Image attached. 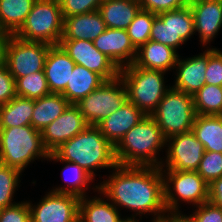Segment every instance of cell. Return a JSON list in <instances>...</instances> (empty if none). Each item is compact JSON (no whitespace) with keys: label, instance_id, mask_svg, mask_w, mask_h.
<instances>
[{"label":"cell","instance_id":"f546056e","mask_svg":"<svg viewBox=\"0 0 222 222\" xmlns=\"http://www.w3.org/2000/svg\"><path fill=\"white\" fill-rule=\"evenodd\" d=\"M33 110L34 99L16 96L0 105V128L31 125Z\"/></svg>","mask_w":222,"mask_h":222},{"label":"cell","instance_id":"ba28073f","mask_svg":"<svg viewBox=\"0 0 222 222\" xmlns=\"http://www.w3.org/2000/svg\"><path fill=\"white\" fill-rule=\"evenodd\" d=\"M151 116L166 139L190 132L196 117L193 96L171 87Z\"/></svg>","mask_w":222,"mask_h":222},{"label":"cell","instance_id":"603a6c76","mask_svg":"<svg viewBox=\"0 0 222 222\" xmlns=\"http://www.w3.org/2000/svg\"><path fill=\"white\" fill-rule=\"evenodd\" d=\"M141 10L139 0H105L99 7L106 28L127 29Z\"/></svg>","mask_w":222,"mask_h":222},{"label":"cell","instance_id":"ee69618b","mask_svg":"<svg viewBox=\"0 0 222 222\" xmlns=\"http://www.w3.org/2000/svg\"><path fill=\"white\" fill-rule=\"evenodd\" d=\"M152 222H183V214H168L166 217L152 219Z\"/></svg>","mask_w":222,"mask_h":222},{"label":"cell","instance_id":"5b68a950","mask_svg":"<svg viewBox=\"0 0 222 222\" xmlns=\"http://www.w3.org/2000/svg\"><path fill=\"white\" fill-rule=\"evenodd\" d=\"M162 70L145 69L134 63L120 69L119 76L127 89V98L145 115H151L171 86H165Z\"/></svg>","mask_w":222,"mask_h":222},{"label":"cell","instance_id":"b9f144b4","mask_svg":"<svg viewBox=\"0 0 222 222\" xmlns=\"http://www.w3.org/2000/svg\"><path fill=\"white\" fill-rule=\"evenodd\" d=\"M208 201L222 208V177L213 180L208 185Z\"/></svg>","mask_w":222,"mask_h":222},{"label":"cell","instance_id":"f6af8a7d","mask_svg":"<svg viewBox=\"0 0 222 222\" xmlns=\"http://www.w3.org/2000/svg\"><path fill=\"white\" fill-rule=\"evenodd\" d=\"M137 217H126V218H121L119 222H140V219H135Z\"/></svg>","mask_w":222,"mask_h":222},{"label":"cell","instance_id":"7bdbcfd3","mask_svg":"<svg viewBox=\"0 0 222 222\" xmlns=\"http://www.w3.org/2000/svg\"><path fill=\"white\" fill-rule=\"evenodd\" d=\"M10 35L6 32H0V68L6 66V49Z\"/></svg>","mask_w":222,"mask_h":222},{"label":"cell","instance_id":"9a60e30c","mask_svg":"<svg viewBox=\"0 0 222 222\" xmlns=\"http://www.w3.org/2000/svg\"><path fill=\"white\" fill-rule=\"evenodd\" d=\"M89 124L75 104L67 109L41 132L45 149L52 153L61 144L85 130Z\"/></svg>","mask_w":222,"mask_h":222},{"label":"cell","instance_id":"f35d334b","mask_svg":"<svg viewBox=\"0 0 222 222\" xmlns=\"http://www.w3.org/2000/svg\"><path fill=\"white\" fill-rule=\"evenodd\" d=\"M0 222H31L28 201H20L12 206L0 209Z\"/></svg>","mask_w":222,"mask_h":222},{"label":"cell","instance_id":"6da1fadb","mask_svg":"<svg viewBox=\"0 0 222 222\" xmlns=\"http://www.w3.org/2000/svg\"><path fill=\"white\" fill-rule=\"evenodd\" d=\"M111 172L108 179L103 178V182L92 189L101 192L118 209L122 207L135 212L131 217L139 215L142 220L143 214H152L153 219L168 215L160 167L116 165Z\"/></svg>","mask_w":222,"mask_h":222},{"label":"cell","instance_id":"1f68e13d","mask_svg":"<svg viewBox=\"0 0 222 222\" xmlns=\"http://www.w3.org/2000/svg\"><path fill=\"white\" fill-rule=\"evenodd\" d=\"M16 94L29 99H38L50 94L44 71L18 78L16 80Z\"/></svg>","mask_w":222,"mask_h":222},{"label":"cell","instance_id":"bcb514c9","mask_svg":"<svg viewBox=\"0 0 222 222\" xmlns=\"http://www.w3.org/2000/svg\"><path fill=\"white\" fill-rule=\"evenodd\" d=\"M183 222H188L184 214H183Z\"/></svg>","mask_w":222,"mask_h":222},{"label":"cell","instance_id":"f1b7e54d","mask_svg":"<svg viewBox=\"0 0 222 222\" xmlns=\"http://www.w3.org/2000/svg\"><path fill=\"white\" fill-rule=\"evenodd\" d=\"M36 0H0V32L14 35L23 25Z\"/></svg>","mask_w":222,"mask_h":222},{"label":"cell","instance_id":"7a4b0ae2","mask_svg":"<svg viewBox=\"0 0 222 222\" xmlns=\"http://www.w3.org/2000/svg\"><path fill=\"white\" fill-rule=\"evenodd\" d=\"M164 147L166 138L161 129L151 115H146L114 146V154L117 165L160 167L164 159L159 152Z\"/></svg>","mask_w":222,"mask_h":222},{"label":"cell","instance_id":"4dcf8cb0","mask_svg":"<svg viewBox=\"0 0 222 222\" xmlns=\"http://www.w3.org/2000/svg\"><path fill=\"white\" fill-rule=\"evenodd\" d=\"M196 115H222V86L205 84L193 95Z\"/></svg>","mask_w":222,"mask_h":222},{"label":"cell","instance_id":"836d02e7","mask_svg":"<svg viewBox=\"0 0 222 222\" xmlns=\"http://www.w3.org/2000/svg\"><path fill=\"white\" fill-rule=\"evenodd\" d=\"M156 17L157 14L141 9L126 29L137 50L150 40L152 24Z\"/></svg>","mask_w":222,"mask_h":222},{"label":"cell","instance_id":"cb8c5ba5","mask_svg":"<svg viewBox=\"0 0 222 222\" xmlns=\"http://www.w3.org/2000/svg\"><path fill=\"white\" fill-rule=\"evenodd\" d=\"M105 81L101 75L76 64L65 90L61 94L70 104H76Z\"/></svg>","mask_w":222,"mask_h":222},{"label":"cell","instance_id":"ab89813d","mask_svg":"<svg viewBox=\"0 0 222 222\" xmlns=\"http://www.w3.org/2000/svg\"><path fill=\"white\" fill-rule=\"evenodd\" d=\"M191 0H139L142 10L155 14L189 6Z\"/></svg>","mask_w":222,"mask_h":222},{"label":"cell","instance_id":"74e56055","mask_svg":"<svg viewBox=\"0 0 222 222\" xmlns=\"http://www.w3.org/2000/svg\"><path fill=\"white\" fill-rule=\"evenodd\" d=\"M196 208L193 214L186 215L188 222H222V208L212 205L209 201Z\"/></svg>","mask_w":222,"mask_h":222},{"label":"cell","instance_id":"4316f807","mask_svg":"<svg viewBox=\"0 0 222 222\" xmlns=\"http://www.w3.org/2000/svg\"><path fill=\"white\" fill-rule=\"evenodd\" d=\"M191 131L205 151L222 153V115H196Z\"/></svg>","mask_w":222,"mask_h":222},{"label":"cell","instance_id":"2e32d148","mask_svg":"<svg viewBox=\"0 0 222 222\" xmlns=\"http://www.w3.org/2000/svg\"><path fill=\"white\" fill-rule=\"evenodd\" d=\"M93 43L95 48L119 69L133 64L136 59L137 49L132 44L126 29L106 28Z\"/></svg>","mask_w":222,"mask_h":222},{"label":"cell","instance_id":"d6a6232c","mask_svg":"<svg viewBox=\"0 0 222 222\" xmlns=\"http://www.w3.org/2000/svg\"><path fill=\"white\" fill-rule=\"evenodd\" d=\"M20 176L22 172L17 168L0 163V209L18 203L13 198L21 182Z\"/></svg>","mask_w":222,"mask_h":222},{"label":"cell","instance_id":"d590c367","mask_svg":"<svg viewBox=\"0 0 222 222\" xmlns=\"http://www.w3.org/2000/svg\"><path fill=\"white\" fill-rule=\"evenodd\" d=\"M205 84L222 86V51L208 47V63Z\"/></svg>","mask_w":222,"mask_h":222},{"label":"cell","instance_id":"83f0119b","mask_svg":"<svg viewBox=\"0 0 222 222\" xmlns=\"http://www.w3.org/2000/svg\"><path fill=\"white\" fill-rule=\"evenodd\" d=\"M53 160L54 162H61V163H66L64 167L62 168V174H66V177H62L64 181L67 183L66 186L61 185L58 187H53L51 189L52 192L56 193H69V194H74L79 197H85L87 189L92 181H94V177L90 175L85 169L80 167L78 164L73 163V162H68V161H63V160H58V158L53 154L49 153L47 161ZM64 172V173H63ZM67 174L70 176L67 177Z\"/></svg>","mask_w":222,"mask_h":222},{"label":"cell","instance_id":"7c38bea8","mask_svg":"<svg viewBox=\"0 0 222 222\" xmlns=\"http://www.w3.org/2000/svg\"><path fill=\"white\" fill-rule=\"evenodd\" d=\"M166 147L161 170L197 171L205 152L204 145L192 131L167 138Z\"/></svg>","mask_w":222,"mask_h":222},{"label":"cell","instance_id":"60d3db41","mask_svg":"<svg viewBox=\"0 0 222 222\" xmlns=\"http://www.w3.org/2000/svg\"><path fill=\"white\" fill-rule=\"evenodd\" d=\"M16 96V81L4 66L0 68V105L7 104Z\"/></svg>","mask_w":222,"mask_h":222},{"label":"cell","instance_id":"e0dca14e","mask_svg":"<svg viewBox=\"0 0 222 222\" xmlns=\"http://www.w3.org/2000/svg\"><path fill=\"white\" fill-rule=\"evenodd\" d=\"M189 6L201 45H210L222 28V0H191Z\"/></svg>","mask_w":222,"mask_h":222},{"label":"cell","instance_id":"8d00e7d4","mask_svg":"<svg viewBox=\"0 0 222 222\" xmlns=\"http://www.w3.org/2000/svg\"><path fill=\"white\" fill-rule=\"evenodd\" d=\"M62 17L85 14L99 10L102 0H59Z\"/></svg>","mask_w":222,"mask_h":222},{"label":"cell","instance_id":"d4e9b609","mask_svg":"<svg viewBox=\"0 0 222 222\" xmlns=\"http://www.w3.org/2000/svg\"><path fill=\"white\" fill-rule=\"evenodd\" d=\"M98 194L100 197H80L78 222H119L122 218L119 209L105 200L101 192Z\"/></svg>","mask_w":222,"mask_h":222},{"label":"cell","instance_id":"52a82bcc","mask_svg":"<svg viewBox=\"0 0 222 222\" xmlns=\"http://www.w3.org/2000/svg\"><path fill=\"white\" fill-rule=\"evenodd\" d=\"M168 214H183L180 203L199 206L208 202V183L197 171L161 170ZM181 211V212H180Z\"/></svg>","mask_w":222,"mask_h":222},{"label":"cell","instance_id":"277c9868","mask_svg":"<svg viewBox=\"0 0 222 222\" xmlns=\"http://www.w3.org/2000/svg\"><path fill=\"white\" fill-rule=\"evenodd\" d=\"M41 132L31 125L0 128V163L21 172L37 159H48Z\"/></svg>","mask_w":222,"mask_h":222},{"label":"cell","instance_id":"d6986e66","mask_svg":"<svg viewBox=\"0 0 222 222\" xmlns=\"http://www.w3.org/2000/svg\"><path fill=\"white\" fill-rule=\"evenodd\" d=\"M145 116L138 107L127 100L120 109L107 116L96 127L115 146Z\"/></svg>","mask_w":222,"mask_h":222},{"label":"cell","instance_id":"8fae6325","mask_svg":"<svg viewBox=\"0 0 222 222\" xmlns=\"http://www.w3.org/2000/svg\"><path fill=\"white\" fill-rule=\"evenodd\" d=\"M51 46L10 35L6 49V66L15 81L35 72L44 71L45 59Z\"/></svg>","mask_w":222,"mask_h":222},{"label":"cell","instance_id":"484cf974","mask_svg":"<svg viewBox=\"0 0 222 222\" xmlns=\"http://www.w3.org/2000/svg\"><path fill=\"white\" fill-rule=\"evenodd\" d=\"M70 105L60 93H50L34 99V110L31 126L42 132L49 124L57 119Z\"/></svg>","mask_w":222,"mask_h":222},{"label":"cell","instance_id":"8992f818","mask_svg":"<svg viewBox=\"0 0 222 222\" xmlns=\"http://www.w3.org/2000/svg\"><path fill=\"white\" fill-rule=\"evenodd\" d=\"M63 17L58 0H36L21 28L14 34L25 41L59 45Z\"/></svg>","mask_w":222,"mask_h":222},{"label":"cell","instance_id":"e575fe53","mask_svg":"<svg viewBox=\"0 0 222 222\" xmlns=\"http://www.w3.org/2000/svg\"><path fill=\"white\" fill-rule=\"evenodd\" d=\"M197 173L208 184L213 180L222 177V153L205 151L197 169Z\"/></svg>","mask_w":222,"mask_h":222},{"label":"cell","instance_id":"5bb4252c","mask_svg":"<svg viewBox=\"0 0 222 222\" xmlns=\"http://www.w3.org/2000/svg\"><path fill=\"white\" fill-rule=\"evenodd\" d=\"M59 45L76 64L101 75L106 81L119 76L120 69L95 48L93 41L61 40Z\"/></svg>","mask_w":222,"mask_h":222},{"label":"cell","instance_id":"3957f363","mask_svg":"<svg viewBox=\"0 0 222 222\" xmlns=\"http://www.w3.org/2000/svg\"><path fill=\"white\" fill-rule=\"evenodd\" d=\"M52 153L58 160L78 164L94 178L96 170L113 169L117 165L114 146L92 125L61 144Z\"/></svg>","mask_w":222,"mask_h":222},{"label":"cell","instance_id":"ffe728a7","mask_svg":"<svg viewBox=\"0 0 222 222\" xmlns=\"http://www.w3.org/2000/svg\"><path fill=\"white\" fill-rule=\"evenodd\" d=\"M76 63L60 45H52L47 53L44 73L50 93H62L71 77Z\"/></svg>","mask_w":222,"mask_h":222},{"label":"cell","instance_id":"44dd1931","mask_svg":"<svg viewBox=\"0 0 222 222\" xmlns=\"http://www.w3.org/2000/svg\"><path fill=\"white\" fill-rule=\"evenodd\" d=\"M106 30L105 22L99 10L63 18L61 40L94 41Z\"/></svg>","mask_w":222,"mask_h":222},{"label":"cell","instance_id":"9c48e42d","mask_svg":"<svg viewBox=\"0 0 222 222\" xmlns=\"http://www.w3.org/2000/svg\"><path fill=\"white\" fill-rule=\"evenodd\" d=\"M128 100L127 89L120 76L105 81L75 105L89 125L96 126Z\"/></svg>","mask_w":222,"mask_h":222},{"label":"cell","instance_id":"ac0fdd59","mask_svg":"<svg viewBox=\"0 0 222 222\" xmlns=\"http://www.w3.org/2000/svg\"><path fill=\"white\" fill-rule=\"evenodd\" d=\"M180 57L179 55L174 67V70L177 72L175 73L174 85L171 87L193 96L205 85L208 49L201 54L194 55V57L185 59H181Z\"/></svg>","mask_w":222,"mask_h":222},{"label":"cell","instance_id":"4fadbf2b","mask_svg":"<svg viewBox=\"0 0 222 222\" xmlns=\"http://www.w3.org/2000/svg\"><path fill=\"white\" fill-rule=\"evenodd\" d=\"M47 193L37 205L29 200L31 222H78L79 196L51 190Z\"/></svg>","mask_w":222,"mask_h":222},{"label":"cell","instance_id":"7402d4cb","mask_svg":"<svg viewBox=\"0 0 222 222\" xmlns=\"http://www.w3.org/2000/svg\"><path fill=\"white\" fill-rule=\"evenodd\" d=\"M179 54L174 48L149 40L137 50L134 64L138 67L164 72L174 69Z\"/></svg>","mask_w":222,"mask_h":222},{"label":"cell","instance_id":"30bf717a","mask_svg":"<svg viewBox=\"0 0 222 222\" xmlns=\"http://www.w3.org/2000/svg\"><path fill=\"white\" fill-rule=\"evenodd\" d=\"M194 34V17L190 6H187L157 14L152 24L150 40L178 50Z\"/></svg>","mask_w":222,"mask_h":222}]
</instances>
